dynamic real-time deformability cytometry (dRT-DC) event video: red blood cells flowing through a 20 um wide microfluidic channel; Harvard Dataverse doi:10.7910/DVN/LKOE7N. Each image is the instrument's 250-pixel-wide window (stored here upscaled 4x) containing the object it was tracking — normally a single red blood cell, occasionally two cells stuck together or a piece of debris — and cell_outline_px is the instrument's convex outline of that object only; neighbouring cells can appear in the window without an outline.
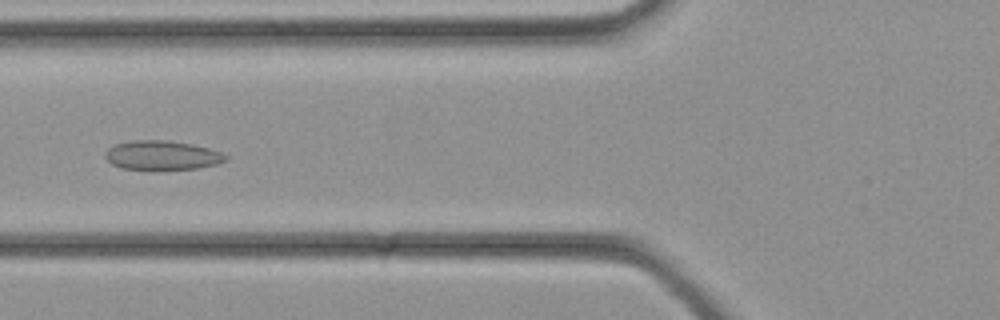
{"species": "common noctule bat (a hibernating species)", "species_latin": "Nyctalus noctula", "temperature_condition": "cold", "stored_images_in_passage": 34, "camera_frame_rate_fps": 3000, "um_per_image_px": 0.085, "animal": {"sex": "female", "body_mass_g": 21.9}, "frame": {"image": 1, "passage_image": 13, "time_ms": 4.0, "image_size_px": [1000, 320], "cell_outline_px": [[228, 160], [216, 164], [200, 168], [120, 168], [112, 164], [104, 156], [104, 152], [108, 148], [116, 144], [132, 140], [168, 140], [192, 144], [208, 148], [220, 152], [228, 156]], "centroid_in_image_um": [13.77, 13.17], "position_along_channel_um": 112.0, "area_um2": 20.17}}
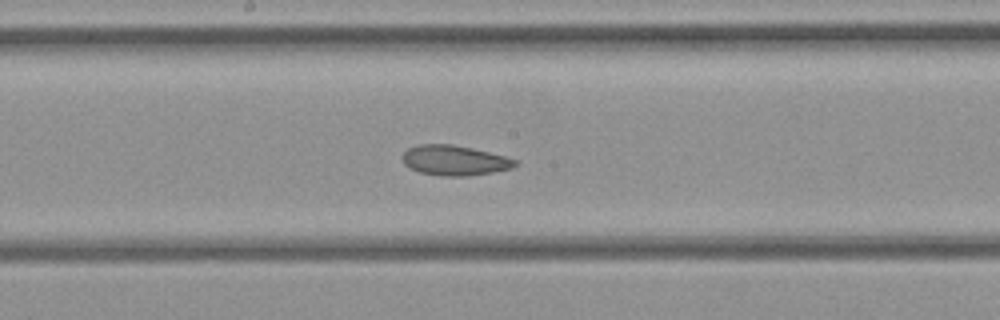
{"frame": {"image": 2, "passage_image": 18, "time_ms": 5.667, "image_size_px": [1000, 320], "cell_outline_px": [[516, 164], [512, 168], [492, 172], [468, 176], [440, 176], [420, 172], [404, 164], [404, 152], [408, 148], [420, 144], [452, 144], [472, 148], [504, 156], [516, 160]], "centroid_in_image_um": [38.63, 13.63], "position_along_channel_um": 209.6, "area_um2": 19.48}}
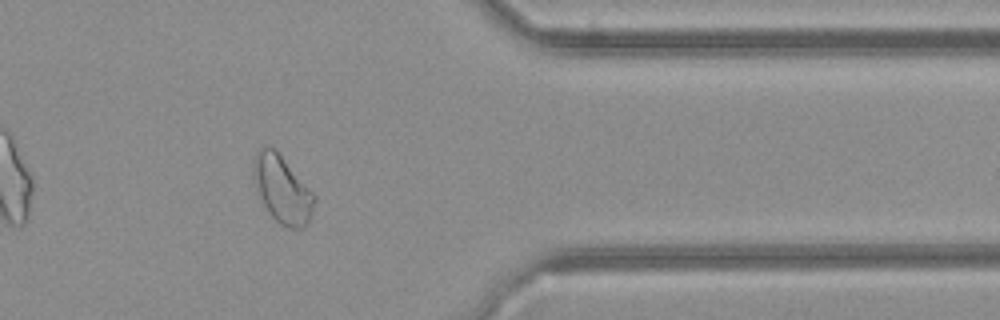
{"frame": {"image": 3, "passage_image": 28, "time_ms": 9.0, "image_size_px": [1000, 320], "cell_outline_px": [[316, 200], [312, 212], [304, 228], [288, 228], [280, 224], [272, 216], [264, 204], [260, 196], [252, 176], [252, 164], [256, 152], [264, 144], [276, 148], [316, 196]], "centroid_in_image_um": [23.98, 16.04], "position_along_channel_um": 387.4, "area_um2": 23.99}}